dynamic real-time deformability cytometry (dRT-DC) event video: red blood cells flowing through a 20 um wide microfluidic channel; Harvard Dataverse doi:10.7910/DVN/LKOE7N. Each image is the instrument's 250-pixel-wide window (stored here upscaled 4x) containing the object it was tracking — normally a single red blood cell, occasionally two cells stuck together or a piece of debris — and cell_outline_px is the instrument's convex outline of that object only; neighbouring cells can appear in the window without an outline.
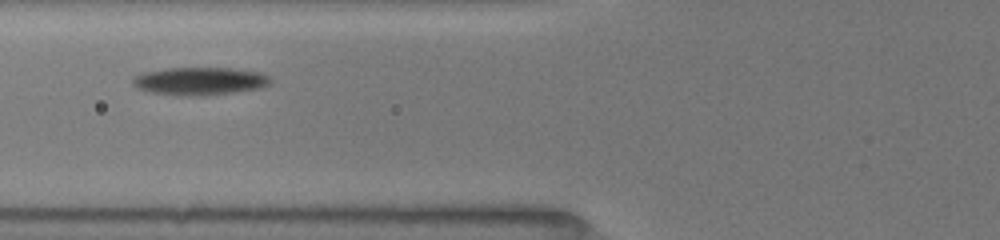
{"species": "common noctule bat (a hibernating species)", "species_latin": "Nyctalus noctula", "temperature_condition": "room temperature", "stored_images_in_passage": 4, "camera_frame_rate_fps": 3000, "um_per_image_px": 0.085, "animal": {"sex": "female", "body_mass_g": 19.5, "forearm_length_mm": 54.1}, "frame": {"image": 1, "passage_image": 3, "time_ms": 2.0, "image_size_px": [1000, 240], "cell_outline_px": [[272, 80], [268, 84], [260, 88], [232, 92], [200, 96], [188, 96], [152, 92], [140, 88], [132, 84], [132, 80], [136, 76], [144, 72], [168, 68], [232, 68], [260, 72], [268, 76]], "centroid_in_image_um": [17.01, 6.88], "position_along_channel_um": 108.8, "area_um2": 22.02}}